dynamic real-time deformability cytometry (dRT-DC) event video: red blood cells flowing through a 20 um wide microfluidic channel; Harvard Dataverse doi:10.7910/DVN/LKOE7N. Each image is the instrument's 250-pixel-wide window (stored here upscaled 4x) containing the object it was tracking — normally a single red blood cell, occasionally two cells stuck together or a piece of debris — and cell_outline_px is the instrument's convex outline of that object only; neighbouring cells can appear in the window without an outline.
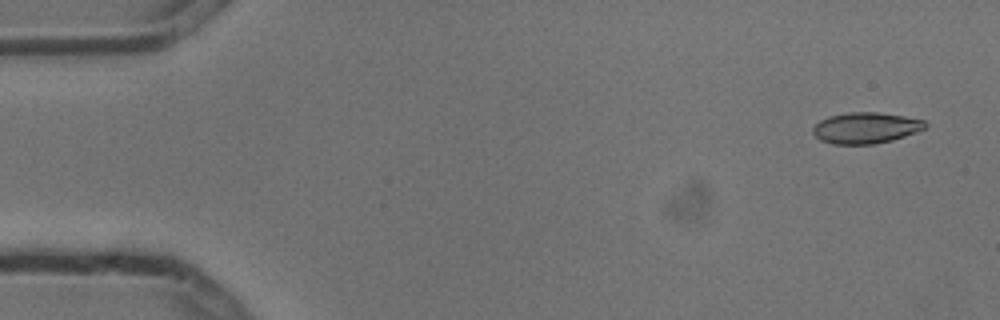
{"species": "common noctule bat (a hibernating species)", "species_latin": "Nyctalus noctula", "temperature_condition": "cold", "stored_images_in_passage": 7, "camera_frame_rate_fps": 3000, "um_per_image_px": 0.085, "animal": {"sex": "male", "body_mass_g": 13.3}, "frame": {"image": 1, "passage_image": 1, "time_ms": 0.0, "image_size_px": [1000, 320], "cell_outline_px": [[928, 124], [924, 128], [916, 132], [892, 140], [872, 144], [832, 144], [820, 140], [812, 132], [812, 128], [820, 120], [828, 116], [848, 112], [880, 112], [904, 116], [924, 120]], "centroid_in_image_um": [73.57, 10.86], "position_along_channel_um": 11.4, "area_um2": 20.35}}
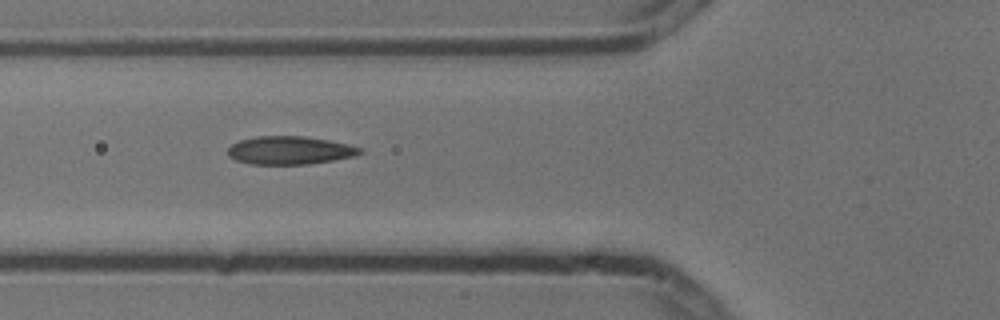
{"frame": {"image": 2, "passage_image": 6, "time_ms": 1.667, "image_size_px": [1000, 320], "cell_outline_px": [[364, 152], [356, 156], [308, 164], [252, 164], [236, 160], [228, 156], [228, 148], [232, 144], [240, 140], [256, 136], [304, 136], [328, 140], [348, 144], [360, 148]], "centroid_in_image_um": [24.63, 12.77], "position_along_channel_um": 101.2, "area_um2": 21.62}}
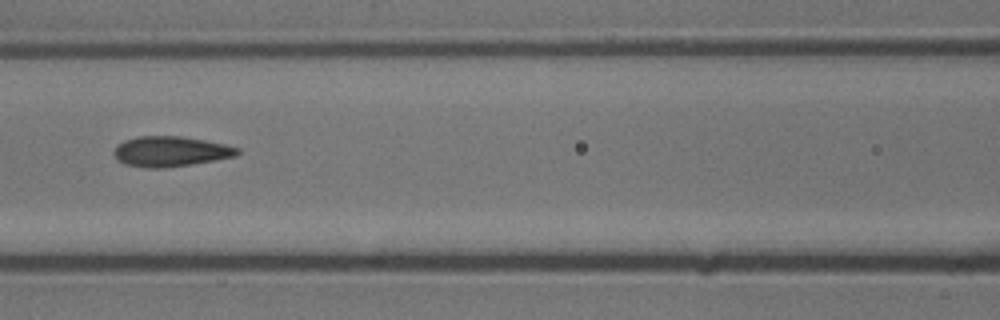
{"frame": {"image": 3, "passage_image": 7, "time_ms": 2.0, "image_size_px": [1000, 320], "cell_outline_px": [[240, 152], [236, 156], [216, 160], [164, 168], [148, 168], [124, 164], [112, 152], [116, 144], [124, 140], [136, 136], [180, 136], [204, 140], [224, 144], [240, 148]], "centroid_in_image_um": [14.48, 12.86], "position_along_channel_um": 152.1, "area_um2": 21.79}}